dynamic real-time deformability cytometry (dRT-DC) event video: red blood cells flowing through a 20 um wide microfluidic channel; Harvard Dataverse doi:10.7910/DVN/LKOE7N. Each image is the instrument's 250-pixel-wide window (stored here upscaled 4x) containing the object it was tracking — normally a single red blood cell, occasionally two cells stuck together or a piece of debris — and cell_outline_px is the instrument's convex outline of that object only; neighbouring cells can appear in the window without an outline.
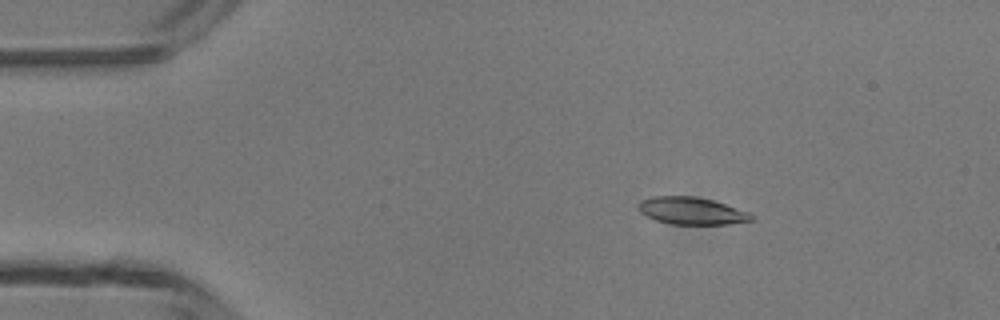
{"species": "common noctule bat (a hibernating species)", "species_latin": "Nyctalus noctula", "temperature_condition": "room temperature", "stored_images_in_passage": 6, "camera_frame_rate_fps": 3000, "um_per_image_px": 0.085, "animal": {"sex": "male", "body_mass_g": 13.3}, "frame": {"image": 1, "passage_image": 3, "time_ms": 2.0, "image_size_px": [1000, 320], "cell_outline_px": [[752, 220], [728, 224], [672, 224], [656, 220], [640, 212], [636, 208], [640, 200], [652, 196], [696, 196], [712, 200], [748, 212], [752, 216]], "centroid_in_image_um": [58.72, 17.91], "position_along_channel_um": 26.3, "area_um2": 17.8}}
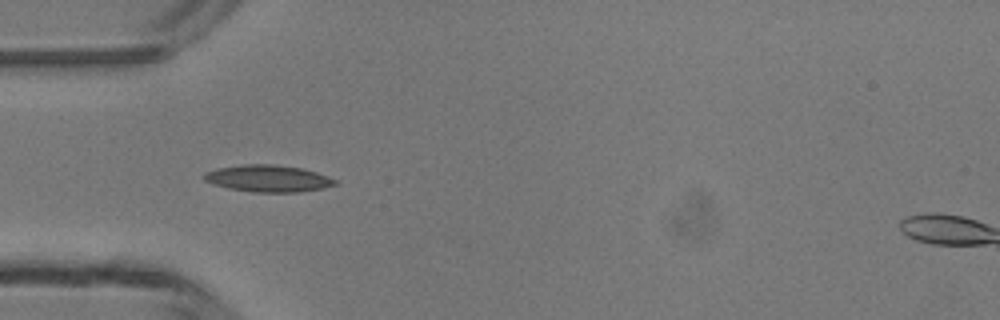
{"frame": {"image": 2, "passage_image": 5, "time_ms": 4.333, "image_size_px": [1000, 320], "cell_outline_px": [[340, 184], [324, 188], [300, 192], [252, 192], [228, 188], [212, 184], [204, 180], [204, 172], [216, 168], [244, 164], [272, 164], [300, 168], [316, 172], [336, 180]], "centroid_in_image_um": [22.78, 15.17], "position_along_channel_um": 62.2, "area_um2": 20.58}}
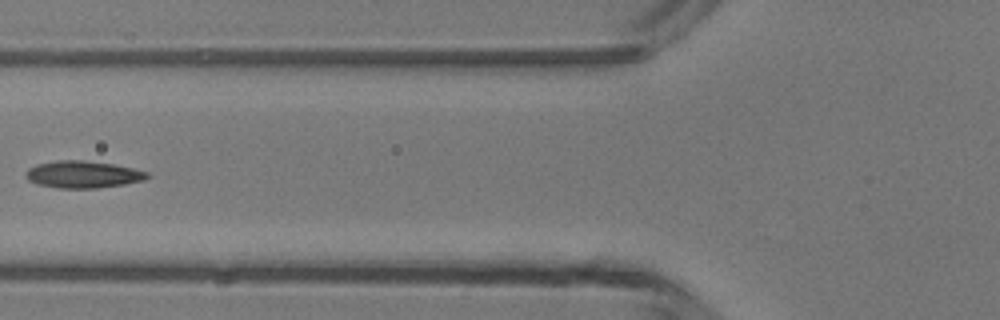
{"frame": {"image": 3, "passage_image": 6, "time_ms": 5.667, "image_size_px": [1000, 320], "cell_outline_px": [[152, 176], [144, 180], [124, 184], [96, 188], [56, 188], [36, 184], [28, 180], [24, 176], [28, 168], [36, 164], [60, 160], [84, 160], [112, 164], [132, 168], [148, 172]], "centroid_in_image_um": [7.03, 14.83], "position_along_channel_um": 118.8, "area_um2": 19.25}}